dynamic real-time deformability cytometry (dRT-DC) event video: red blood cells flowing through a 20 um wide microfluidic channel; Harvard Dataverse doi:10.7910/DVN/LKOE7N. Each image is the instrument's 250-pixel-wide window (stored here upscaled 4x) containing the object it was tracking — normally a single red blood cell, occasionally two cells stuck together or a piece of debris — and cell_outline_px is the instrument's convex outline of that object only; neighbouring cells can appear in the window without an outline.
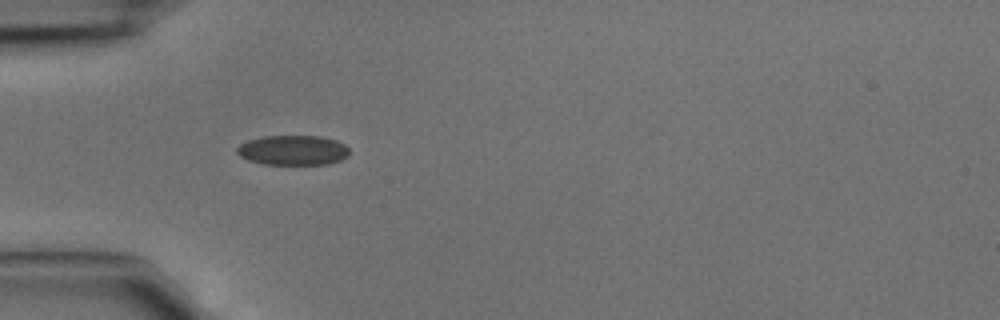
{"species": "common noctule bat (a hibernating species)", "species_latin": "Nyctalus noctula", "temperature_condition": "cold", "stored_images_in_passage": 2, "camera_frame_rate_fps": 3000, "um_per_image_px": 0.085, "animal": {"sex": "male", "body_mass_g": 15.6}, "frame": {"image": 1, "passage_image": 1, "time_ms": 0.0, "image_size_px": [1000, 320], "cell_outline_px": [[348, 156], [340, 160], [328, 164], [264, 164], [248, 160], [240, 156], [236, 152], [236, 148], [240, 144], [248, 140], [264, 136], [320, 136], [336, 140], [344, 144], [348, 148]], "centroid_in_image_um": [24.89, 12.76], "position_along_channel_um": 60.1, "area_um2": 19.54}}